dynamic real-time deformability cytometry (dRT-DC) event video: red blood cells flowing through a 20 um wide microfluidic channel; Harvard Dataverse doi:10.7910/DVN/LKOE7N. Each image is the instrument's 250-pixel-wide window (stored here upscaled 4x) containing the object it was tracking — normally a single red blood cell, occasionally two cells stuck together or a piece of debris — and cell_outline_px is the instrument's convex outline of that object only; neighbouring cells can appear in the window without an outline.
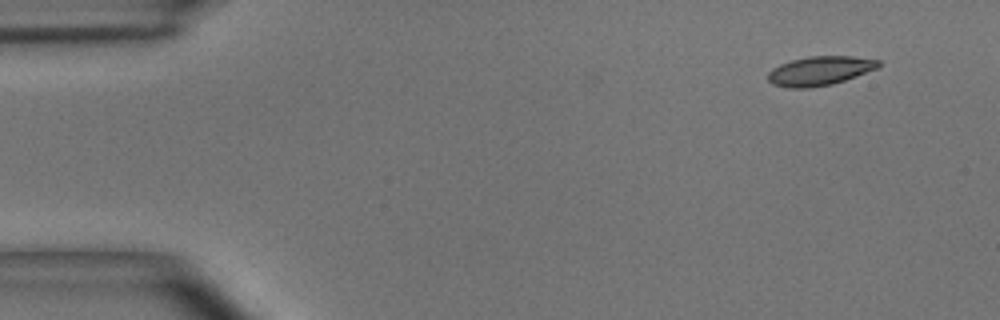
{"species": "common noctule bat (a hibernating species)", "species_latin": "Nyctalus noctula", "temperature_condition": "room temperature", "stored_images_in_passage": 2, "camera_frame_rate_fps": 3000, "um_per_image_px": 0.085, "animal": {"sex": "male", "body_mass_g": 15.6}, "frame": {"image": 1, "passage_image": 2, "time_ms": 0.333, "image_size_px": [1000, 320], "cell_outline_px": [[880, 68], [832, 84], [808, 88], [788, 88], [772, 84], [768, 80], [768, 72], [772, 68], [780, 64], [792, 60], [808, 56], [852, 56], [880, 60]], "centroid_in_image_um": [69.69, 6.02], "position_along_channel_um": 15.3, "area_um2": 18.84}}